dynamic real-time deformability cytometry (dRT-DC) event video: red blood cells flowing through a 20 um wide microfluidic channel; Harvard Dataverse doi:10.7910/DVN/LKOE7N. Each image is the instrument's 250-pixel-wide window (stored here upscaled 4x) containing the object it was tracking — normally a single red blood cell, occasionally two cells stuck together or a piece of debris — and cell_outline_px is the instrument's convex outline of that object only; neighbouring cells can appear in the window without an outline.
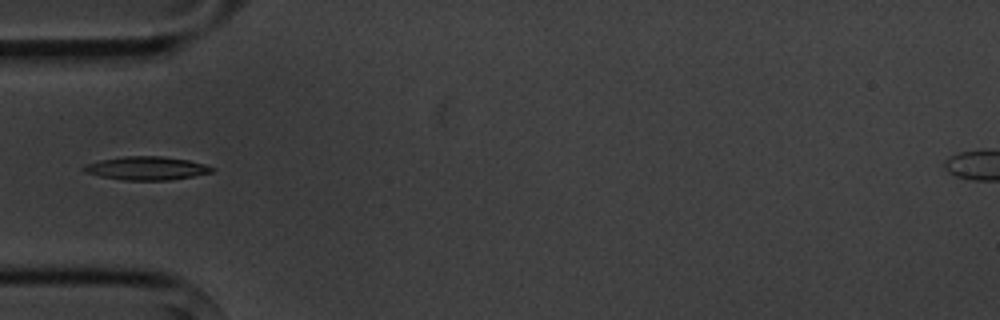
{"species": "common noctule bat (a hibernating species)", "species_latin": "Nyctalus noctula", "temperature_condition": "cold", "stored_images_in_passage": 5, "camera_frame_rate_fps": 3000, "um_per_image_px": 0.085, "animal": {"sex": "male", "body_mass_g": 20.1, "forearm_length_mm": 53.5}, "frame": {"image": 1, "passage_image": 5, "time_ms": 4.667, "image_size_px": [1000, 320], "cell_outline_px": [[216, 168], [212, 172], [192, 176], [168, 180], [124, 180], [100, 176], [84, 172], [80, 168], [84, 164], [100, 160], [124, 156], [160, 156], [188, 160], [204, 164]], "centroid_in_image_um": [12.41, 14.3], "position_along_channel_um": 72.6, "area_um2": 17.46}}